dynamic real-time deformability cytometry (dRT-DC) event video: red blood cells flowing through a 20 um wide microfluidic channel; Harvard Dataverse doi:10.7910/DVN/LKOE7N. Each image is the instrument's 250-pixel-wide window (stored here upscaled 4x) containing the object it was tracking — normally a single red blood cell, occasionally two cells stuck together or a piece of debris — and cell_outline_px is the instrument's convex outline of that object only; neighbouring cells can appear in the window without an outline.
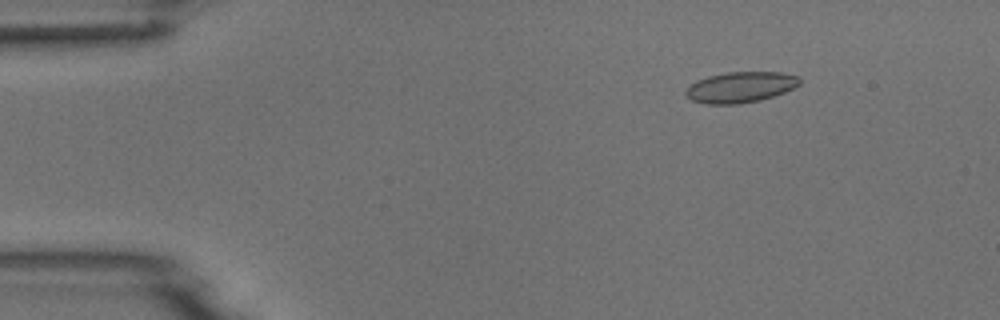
{"species": "common noctule bat (a hibernating species)", "species_latin": "Nyctalus noctula", "temperature_condition": "room temperature", "stored_images_in_passage": 8, "camera_frame_rate_fps": 3000, "um_per_image_px": 0.085, "animal": {"sex": "male", "body_mass_g": 18.8}, "frame": {"image": 1, "passage_image": 2, "time_ms": 1.333, "image_size_px": [1000, 320], "cell_outline_px": [[800, 84], [784, 92], [760, 100], [740, 104], [708, 104], [692, 100], [684, 96], [684, 92], [696, 80], [708, 76], [724, 72], [780, 72], [800, 76]], "centroid_in_image_um": [62.92, 7.41], "position_along_channel_um": 22.1, "area_um2": 20.46}}
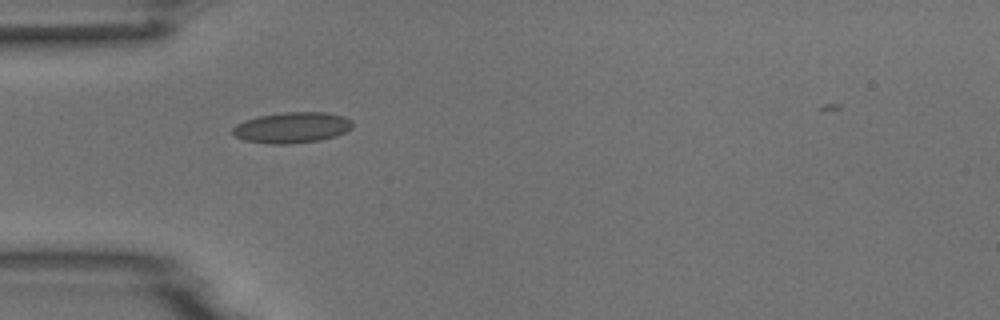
{"frame": {"image": 2, "passage_image": 4, "time_ms": 4.333, "image_size_px": [1000, 320], "cell_outline_px": [[352, 128], [336, 136], [320, 140], [288, 144], [272, 144], [244, 140], [236, 136], [232, 132], [232, 128], [236, 124], [244, 120], [260, 116], [284, 112], [328, 112], [344, 116], [352, 120]], "centroid_in_image_um": [24.83, 10.84], "position_along_channel_um": 60.2, "area_um2": 21.56}}